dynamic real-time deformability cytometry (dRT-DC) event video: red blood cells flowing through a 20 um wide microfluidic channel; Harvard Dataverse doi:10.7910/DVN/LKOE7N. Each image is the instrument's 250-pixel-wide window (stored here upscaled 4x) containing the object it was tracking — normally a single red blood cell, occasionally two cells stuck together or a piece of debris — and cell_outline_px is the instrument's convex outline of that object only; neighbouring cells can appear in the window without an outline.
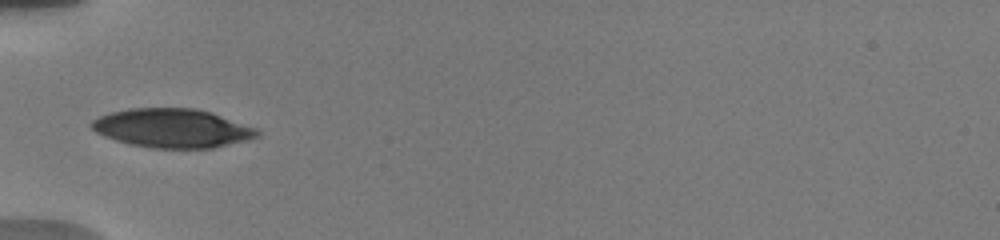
{"species": "human", "species_latin": "Homo sapiens", "temperature_condition": "warm", "stored_images_in_passage": 64, "camera_frame_rate_fps": 3000, "um_per_image_px": 0.085, "donor": {"sex": "male"}, "frame": {"image": 1, "passage_image": 1, "time_ms": 0.0, "image_size_px": [1000, 240], "cell_outline_px": [[260, 136], [248, 140], [212, 148], [152, 148], [132, 144], [116, 140], [104, 136], [96, 132], [88, 124], [92, 120], [100, 116], [112, 112], [132, 108], [196, 108], [212, 112], [256, 128], [260, 132]], "centroid_in_image_um": [14.66, 10.89], "position_along_channel_um": 70.3, "area_um2": 37.51}}
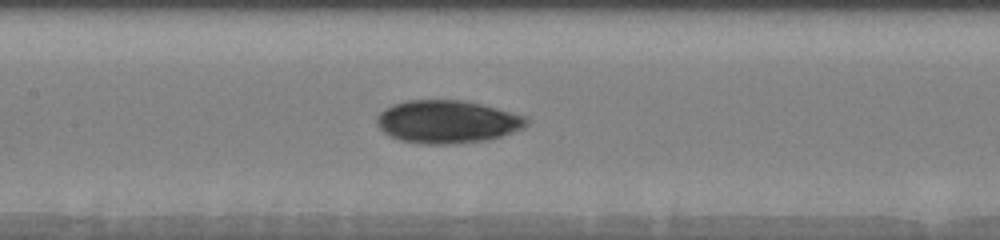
{"frame": {"image": 2, "passage_image": 13, "time_ms": 2.667, "image_size_px": [1000, 240], "cell_outline_px": [[528, 124], [524, 128], [500, 136], [484, 140], [444, 144], [428, 144], [400, 140], [384, 132], [376, 124], [376, 116], [384, 108], [392, 104], [408, 100], [464, 100], [528, 116]], "centroid_in_image_um": [38.01, 10.33], "position_along_channel_um": 169.4, "area_um2": 37.22}}
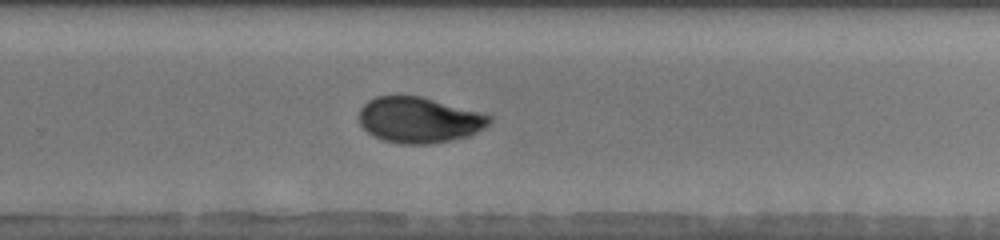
{"frame": {"image": 3, "passage_image": 32, "time_ms": 6.0, "image_size_px": [1000, 240], "cell_outline_px": [[492, 120], [488, 124], [476, 132], [468, 136], [428, 144], [400, 144], [384, 140], [372, 136], [360, 124], [360, 108], [368, 100], [376, 96], [424, 96], [492, 116]], "centroid_in_image_um": [35.6, 10.19], "position_along_channel_um": 294.2, "area_um2": 34.56}, "authors_computed_cell_mechanics": {"area_um2": 35.258, "velocity_mm_per_s": 3.758, "shape_relaxation_time_tau1_ms": 5.5846, "shape_relaxation_time_tau2_ms": 2.8987, "deformation_change_tau1": 0.1548, "deformation_change_tau2": 0.0542}}